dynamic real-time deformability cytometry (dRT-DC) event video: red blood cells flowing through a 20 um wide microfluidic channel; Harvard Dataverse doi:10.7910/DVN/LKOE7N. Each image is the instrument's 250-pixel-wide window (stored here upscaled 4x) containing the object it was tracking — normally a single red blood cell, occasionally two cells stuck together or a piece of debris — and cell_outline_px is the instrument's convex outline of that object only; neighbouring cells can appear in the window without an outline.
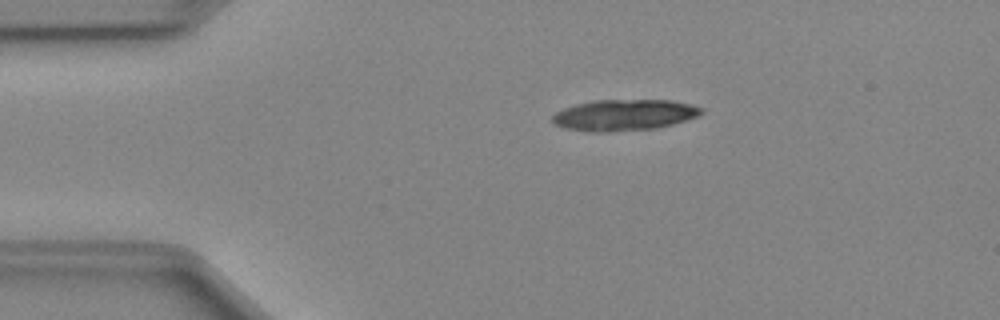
{"species": "Egyptian fruit bat (a non-hibernating species)", "species_latin": "Rousettus aegyptiacus", "temperature_condition": "cold", "stored_images_in_passage": 41, "camera_frame_rate_fps": 3000, "um_per_image_px": 0.085, "animal": {"sex": "female"}, "frame": {"image": 1, "passage_image": 1, "time_ms": 0.0, "image_size_px": [1000, 320], "cell_outline_px": [[704, 112], [696, 116], [672, 124], [656, 128], [608, 132], [588, 132], [564, 128], [556, 124], [552, 120], [552, 116], [556, 112], [564, 108], [576, 104], [592, 100], [672, 100], [704, 108]], "centroid_in_image_um": [53.02, 9.77], "position_along_channel_um": 32.0, "area_um2": 26.99}}
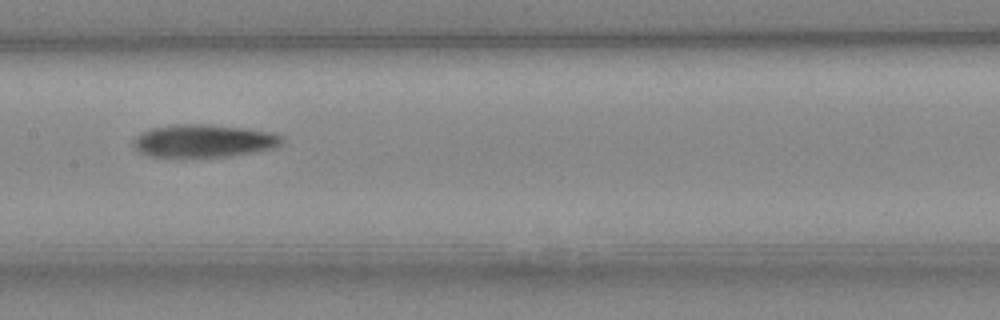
{"frame": {"image": 2, "passage_image": 16, "time_ms": 5.0, "image_size_px": [1000, 320], "cell_outline_px": [[284, 140], [280, 144], [272, 148], [232, 156], [148, 156], [140, 152], [132, 144], [136, 136], [140, 132], [152, 128], [176, 124], [204, 124], [244, 128], [272, 132], [284, 136]], "centroid_in_image_um": [17.32, 11.96], "position_along_channel_um": 190.1, "area_um2": 28.15}}
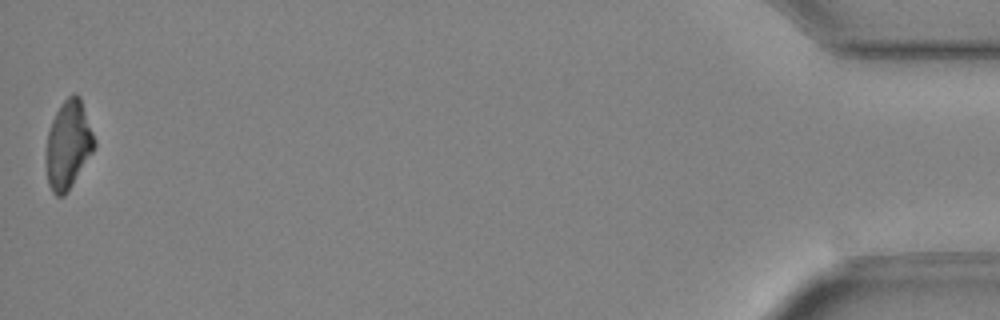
{"frame": {"image": 3, "passage_image": 41, "time_ms": 13.333, "image_size_px": [1000, 320], "cell_outline_px": [[96, 144], [92, 152], [72, 184], [64, 196], [56, 196], [52, 192], [48, 184], [48, 132], [52, 120], [56, 112], [64, 100], [72, 92], [76, 92], [80, 96], [96, 140]], "centroid_in_image_um": [5.84, 12.25], "position_along_channel_um": 429.4, "area_um2": 24.22}, "authors_computed_cell_mechanics": {"area_um2": 27.0504, "velocity_mm_per_s": 4.034, "shape_relaxation_time_tau1_ms": 5.7392, "shape_relaxation_time_tau2_ms": null, "deformation_change_tau1": 0.174, "deformation_change_tau2": null}}